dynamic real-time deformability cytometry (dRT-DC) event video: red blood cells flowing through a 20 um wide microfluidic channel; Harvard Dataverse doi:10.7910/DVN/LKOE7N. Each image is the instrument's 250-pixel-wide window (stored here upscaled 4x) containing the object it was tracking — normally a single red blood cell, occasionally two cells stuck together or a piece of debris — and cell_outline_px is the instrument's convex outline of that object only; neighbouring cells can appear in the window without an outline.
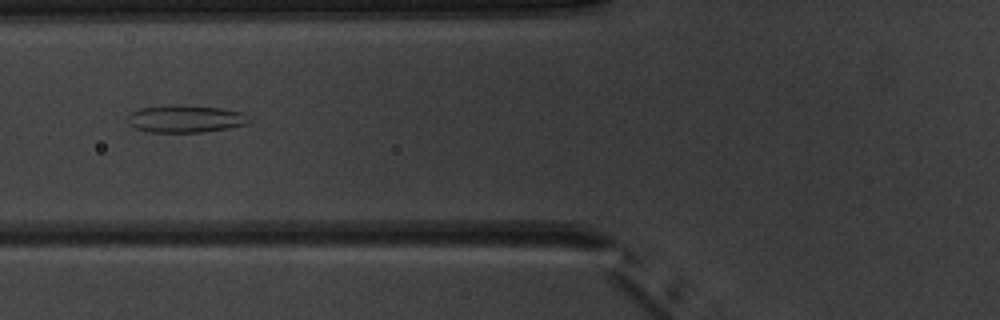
{"species": "common noctule bat (a hibernating species)", "species_latin": "Nyctalus noctula", "temperature_condition": "warm", "stored_images_in_passage": 8, "camera_frame_rate_fps": 3000, "um_per_image_px": 0.085, "animal": {"sex": "male", "body_mass_g": 20.1, "forearm_length_mm": 53.5}, "frame": {"image": 1, "passage_image": 6, "time_ms": 6.0, "image_size_px": [1000, 320], "cell_outline_px": [[248, 124], [228, 128], [200, 132], [152, 132], [136, 128], [128, 124], [128, 116], [132, 112], [140, 108], [168, 104], [184, 104], [220, 108], [240, 112], [248, 120]], "centroid_in_image_um": [15.7, 10.08], "position_along_channel_um": 110.1, "area_um2": 19.31}}
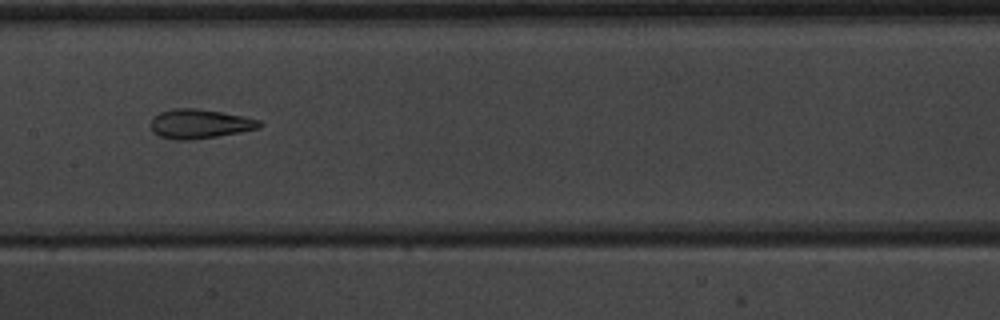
{"frame": {"image": 2, "passage_image": 8, "time_ms": 8.0, "image_size_px": [1000, 320], "cell_outline_px": [[264, 124], [260, 128], [240, 132], [216, 136], [188, 140], [176, 140], [160, 136], [152, 128], [152, 120], [160, 112], [176, 108], [196, 108], [244, 116], [260, 120]], "centroid_in_image_um": [17.04, 10.52], "position_along_channel_um": 190.4, "area_um2": 18.26}}